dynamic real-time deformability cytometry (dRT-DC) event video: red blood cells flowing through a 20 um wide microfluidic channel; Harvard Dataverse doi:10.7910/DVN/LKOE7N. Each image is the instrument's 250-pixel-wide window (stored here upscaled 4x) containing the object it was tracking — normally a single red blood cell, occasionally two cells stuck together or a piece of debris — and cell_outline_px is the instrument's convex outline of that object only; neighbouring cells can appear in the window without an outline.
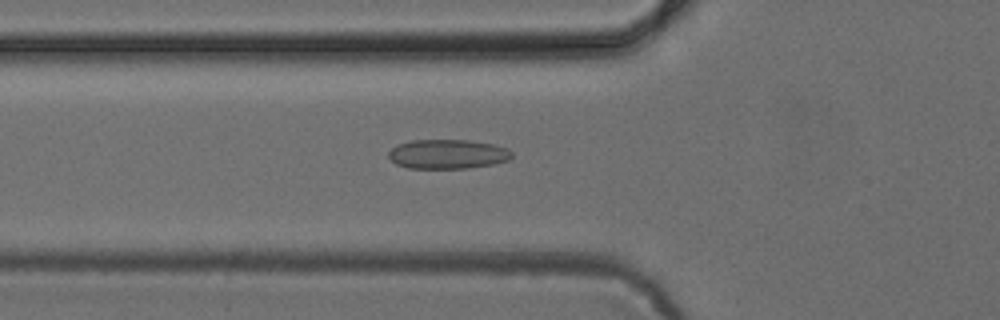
{"species": "common noctule bat (a hibernating species)", "species_latin": "Nyctalus noctula", "temperature_condition": "cold", "stored_images_in_passage": 32, "camera_frame_rate_fps": 3000, "um_per_image_px": 0.085, "animal": {"sex": "female", "body_mass_g": 24.6, "forearm_length_mm": 56.2}, "frame": {"image": 1, "passage_image": 18, "time_ms": 5.667, "image_size_px": [1000, 320], "cell_outline_px": [[512, 156], [508, 160], [492, 164], [468, 168], [408, 168], [396, 164], [388, 156], [388, 152], [396, 144], [412, 140], [468, 140], [492, 144], [508, 148], [512, 152]], "centroid_in_image_um": [38.03, 13.09], "position_along_channel_um": 87.8, "area_um2": 21.1}}
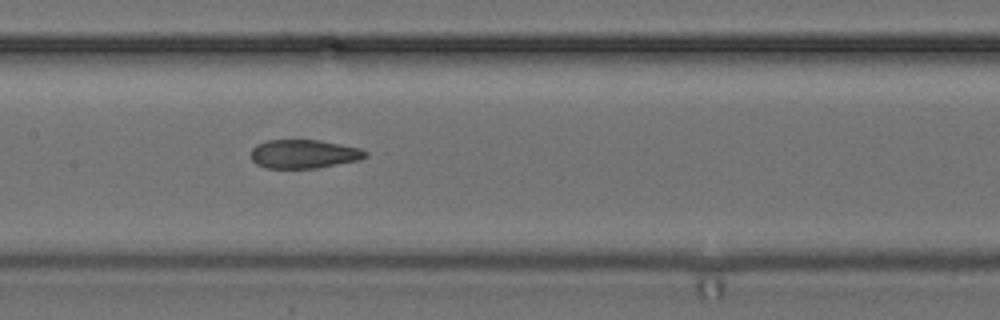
{"frame": {"image": 2, "passage_image": 25, "time_ms": 8.0, "image_size_px": [1000, 320], "cell_outline_px": [[368, 156], [360, 160], [316, 168], [264, 168], [256, 164], [252, 160], [252, 148], [256, 144], [268, 140], [320, 140], [360, 148], [368, 152]], "centroid_in_image_um": [25.84, 13.09], "position_along_channel_um": 181.6, "area_um2": 19.25}}
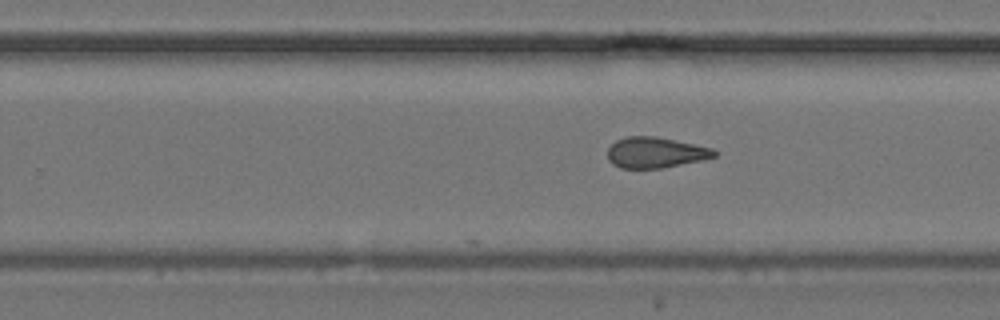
{"frame": {"image": 3, "passage_image": 32, "time_ms": 10.333, "image_size_px": [1000, 320], "cell_outline_px": [[716, 156], [704, 160], [660, 168], [620, 168], [612, 164], [608, 160], [608, 148], [616, 140], [628, 136], [656, 136], [712, 148], [716, 152]], "centroid_in_image_um": [55.7, 12.97], "position_along_channel_um": 274.1, "area_um2": 19.07}}